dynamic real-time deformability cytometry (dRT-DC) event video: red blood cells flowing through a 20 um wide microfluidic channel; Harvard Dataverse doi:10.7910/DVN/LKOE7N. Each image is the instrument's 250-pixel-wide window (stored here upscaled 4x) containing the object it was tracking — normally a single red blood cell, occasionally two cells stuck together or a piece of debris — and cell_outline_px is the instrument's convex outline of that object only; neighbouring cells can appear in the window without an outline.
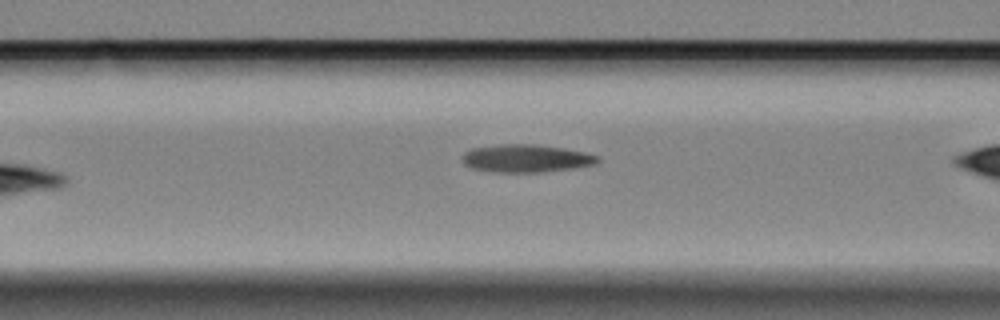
{"species": "Egyptian fruit bat (a non-hibernating species)", "species_latin": "Rousettus aegyptiacus", "temperature_condition": "cold", "stored_images_in_passage": 38, "camera_frame_rate_fps": 3000, "um_per_image_px": 0.085, "animal": {"sex": "female"}, "frame": {"image": 1, "passage_image": 5, "time_ms": 1.333, "image_size_px": [1000, 320], "cell_outline_px": [[600, 160], [596, 164], [572, 168], [540, 172], [500, 172], [472, 168], [464, 164], [464, 152], [472, 148], [500, 144], [536, 144], [564, 148], [584, 152], [600, 156]], "centroid_in_image_um": [44.76, 13.45], "position_along_channel_um": 121.8, "area_um2": 21.79}}
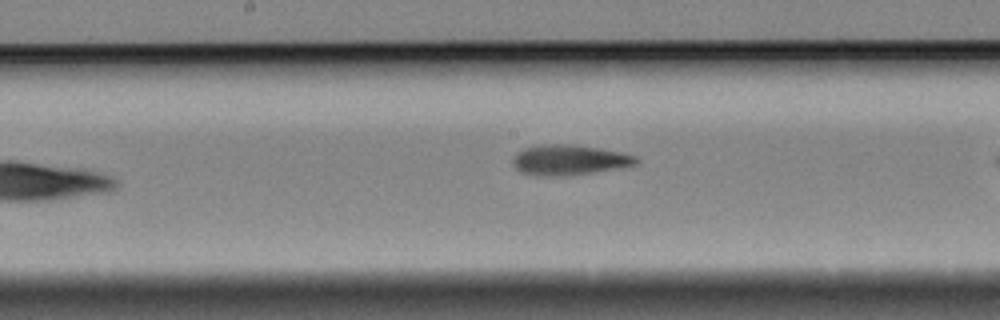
{"frame": {"image": 2, "passage_image": 12, "time_ms": 3.667, "image_size_px": [1000, 320], "cell_outline_px": [[640, 160], [636, 164], [592, 172], [560, 176], [544, 176], [520, 172], [512, 164], [512, 160], [524, 148], [544, 144], [572, 144], [600, 148], [620, 152], [636, 156]], "centroid_in_image_um": [48.38, 13.58], "position_along_channel_um": 199.8, "area_um2": 21.39}}
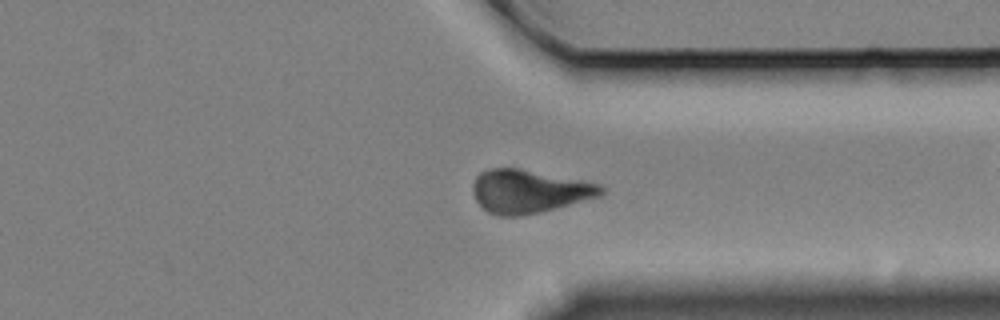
{"frame": {"image": 3, "passage_image": 23, "time_ms": 7.333, "image_size_px": [1000, 320], "cell_outline_px": [[604, 192], [600, 196], [540, 212], [524, 216], [500, 216], [488, 212], [476, 200], [472, 192], [472, 188], [476, 176], [480, 172], [492, 168], [520, 168], [600, 184], [604, 188]], "centroid_in_image_um": [44.94, 16.26], "position_along_channel_um": 366.5, "area_um2": 32.19}}